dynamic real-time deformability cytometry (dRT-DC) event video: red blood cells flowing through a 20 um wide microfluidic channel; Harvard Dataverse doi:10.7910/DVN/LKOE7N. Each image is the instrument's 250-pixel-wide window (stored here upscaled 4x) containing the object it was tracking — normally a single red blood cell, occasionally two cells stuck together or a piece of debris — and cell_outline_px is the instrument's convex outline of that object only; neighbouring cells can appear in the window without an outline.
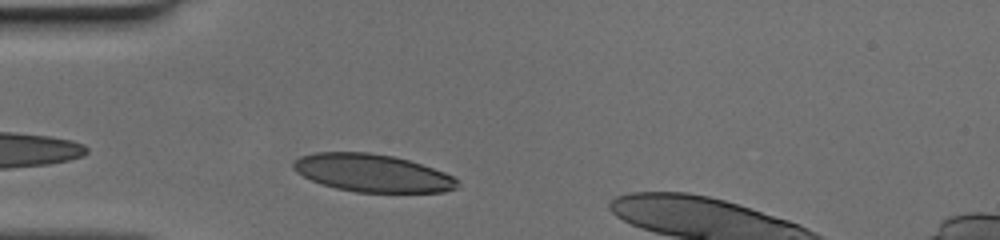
{"species": "human", "species_latin": "Homo sapiens", "temperature_condition": "cold", "stored_images_in_passage": 27, "camera_frame_rate_fps": 3000, "um_per_image_px": 0.085, "donor": {"sex": "female"}, "frame": {"image": 1, "passage_image": 2, "time_ms": 0.333, "image_size_px": [1000, 240], "cell_outline_px": [[460, 184], [456, 188], [444, 192], [356, 192], [336, 188], [320, 184], [296, 172], [292, 168], [292, 160], [300, 156], [316, 152], [368, 152], [392, 156], [408, 160], [444, 172], [460, 180]], "centroid_in_image_um": [31.63, 14.71], "position_along_channel_um": 53.4, "area_um2": 36.13}}
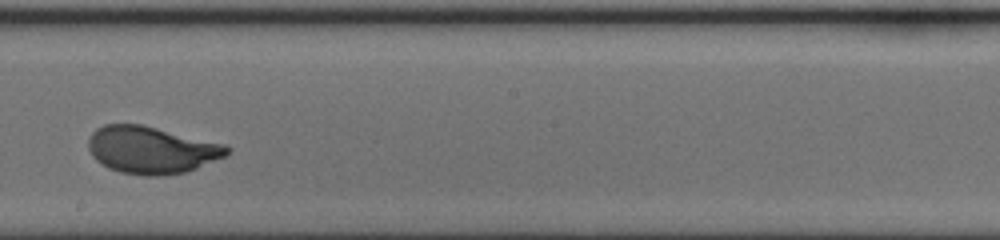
{"frame": {"image": 2, "passage_image": 16, "time_ms": 5.0, "image_size_px": [1000, 240], "cell_outline_px": [[232, 152], [224, 156], [188, 172], [164, 176], [144, 176], [120, 172], [108, 168], [96, 160], [92, 156], [88, 148], [88, 136], [96, 128], [104, 124], [140, 124], [224, 144], [232, 148]], "centroid_in_image_um": [12.85, 12.76], "position_along_channel_um": 235.3, "area_um2": 38.32}}
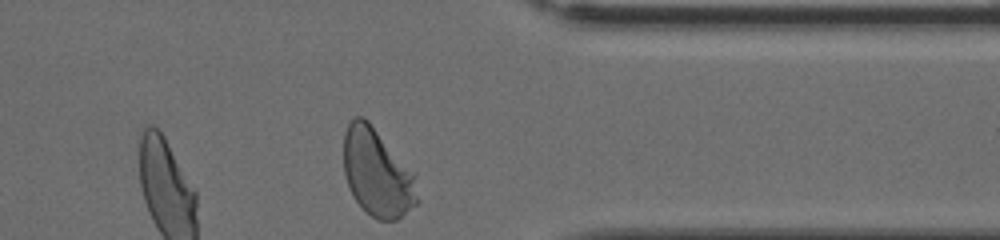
{"frame": {"image": 3, "passage_image": 27, "time_ms": 8.667, "image_size_px": [1000, 240], "cell_outline_px": [[420, 200], [416, 204], [396, 220], [376, 220], [364, 212], [352, 196], [344, 176], [344, 132], [348, 124], [356, 116], [364, 116], [368, 120], [412, 176]], "centroid_in_image_um": [31.98, 14.74], "position_along_channel_um": 379.4, "area_um2": 36.76}}